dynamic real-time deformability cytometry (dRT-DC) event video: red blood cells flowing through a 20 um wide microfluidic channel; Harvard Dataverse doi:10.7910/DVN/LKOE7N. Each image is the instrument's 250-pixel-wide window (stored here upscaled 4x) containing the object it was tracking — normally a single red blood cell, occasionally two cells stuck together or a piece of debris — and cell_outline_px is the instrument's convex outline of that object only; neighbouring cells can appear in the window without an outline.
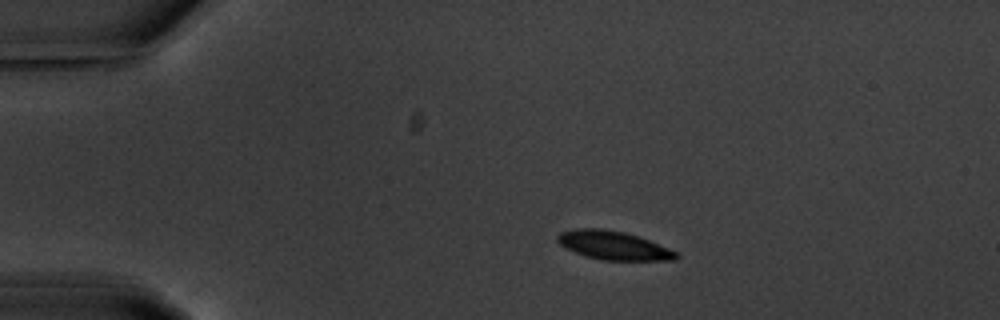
{"species": "common noctule bat (a hibernating species)", "species_latin": "Nyctalus noctula", "temperature_condition": "warm", "stored_images_in_passage": 46, "camera_frame_rate_fps": 3000, "um_per_image_px": 0.085, "animal": {"sex": "male", "body_mass_g": 20.1, "forearm_length_mm": 53.5}, "frame": {"image": 1, "passage_image": 1, "time_ms": 0.0, "image_size_px": [1000, 320], "cell_outline_px": [[680, 256], [676, 260], [600, 260], [576, 252], [560, 244], [556, 240], [556, 236], [560, 232], [576, 228], [600, 228], [624, 232], [648, 240], [668, 248], [676, 252]], "centroid_in_image_um": [52.13, 20.85], "position_along_channel_um": 32.9, "area_um2": 19.54}}
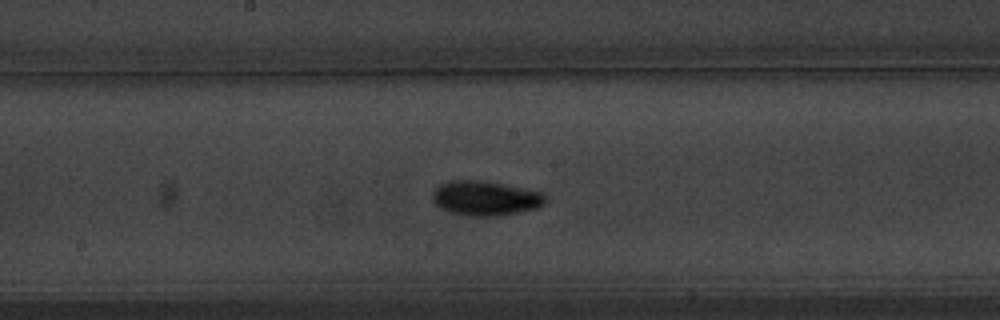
{"frame": {"image": 2, "passage_image": 20, "time_ms": 6.333, "image_size_px": [1000, 320], "cell_outline_px": [[548, 200], [544, 204], [536, 208], [520, 212], [500, 216], [468, 216], [448, 212], [440, 208], [432, 200], [432, 192], [440, 184], [448, 180], [484, 180], [544, 192], [548, 196]], "centroid_in_image_um": [41.28, 16.84], "position_along_channel_um": 206.9, "area_um2": 23.29}}
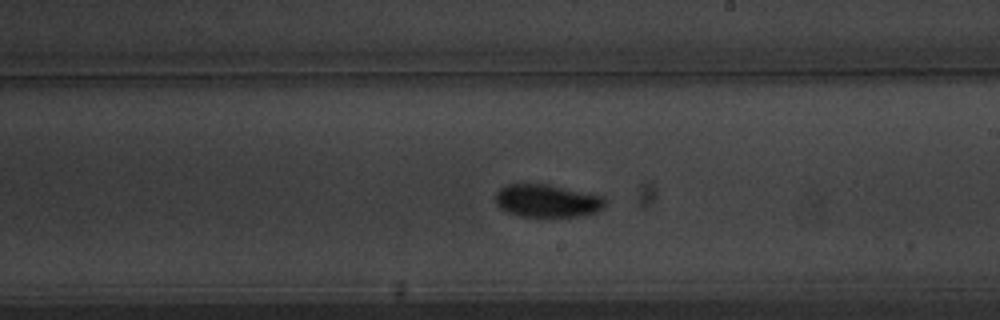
{"frame": {"image": 3, "passage_image": 23, "time_ms": 7.333, "image_size_px": [1000, 320], "cell_outline_px": [[608, 204], [604, 208], [596, 212], [580, 216], [556, 220], [540, 220], [520, 216], [508, 212], [500, 208], [496, 204], [496, 192], [500, 188], [508, 184], [544, 184], [604, 196], [608, 200]], "centroid_in_image_um": [46.55, 17.14], "position_along_channel_um": 242.4, "area_um2": 22.02}, "authors_computed_cell_mechanics": {"area_um2": 20.3745, "velocity_mm_per_s": 3.5774, "shape_relaxation_time_tau1_ms": 2.5432, "shape_relaxation_time_tau2_ms": 9.9605, "deformation_change_tau1": 0.1082, "deformation_change_tau2": 0.082}}